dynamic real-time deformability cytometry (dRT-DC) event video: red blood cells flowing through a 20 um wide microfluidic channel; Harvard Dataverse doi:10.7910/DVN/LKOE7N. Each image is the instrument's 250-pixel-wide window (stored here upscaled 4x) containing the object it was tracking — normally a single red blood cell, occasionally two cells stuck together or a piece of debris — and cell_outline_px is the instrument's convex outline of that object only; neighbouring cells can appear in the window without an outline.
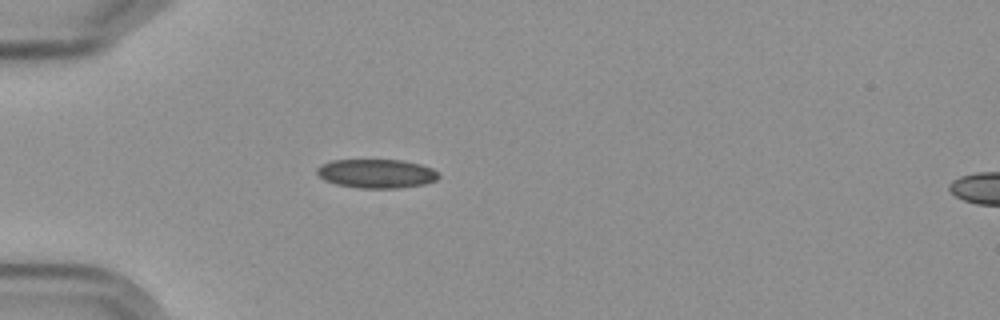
{"species": "Egyptian fruit bat (a non-hibernating species)", "species_latin": "Rousettus aegyptiacus", "temperature_condition": "cold", "stored_images_in_passage": 4, "segment_of_instrument_passage": [1, 2], "camera_frame_rate_fps": 3000, "um_per_image_px": 0.085, "frame": {"image": 1, "passage_image": 3, "time_ms": 2.333, "image_size_px": [1000, 320], "cell_outline_px": [[440, 176], [436, 180], [424, 184], [396, 188], [360, 188], [336, 184], [324, 180], [316, 172], [316, 168], [320, 164], [332, 160], [400, 160], [420, 164], [432, 168], [440, 172]], "centroid_in_image_um": [32.0, 14.75], "position_along_channel_um": 53.0, "area_um2": 20.58}}